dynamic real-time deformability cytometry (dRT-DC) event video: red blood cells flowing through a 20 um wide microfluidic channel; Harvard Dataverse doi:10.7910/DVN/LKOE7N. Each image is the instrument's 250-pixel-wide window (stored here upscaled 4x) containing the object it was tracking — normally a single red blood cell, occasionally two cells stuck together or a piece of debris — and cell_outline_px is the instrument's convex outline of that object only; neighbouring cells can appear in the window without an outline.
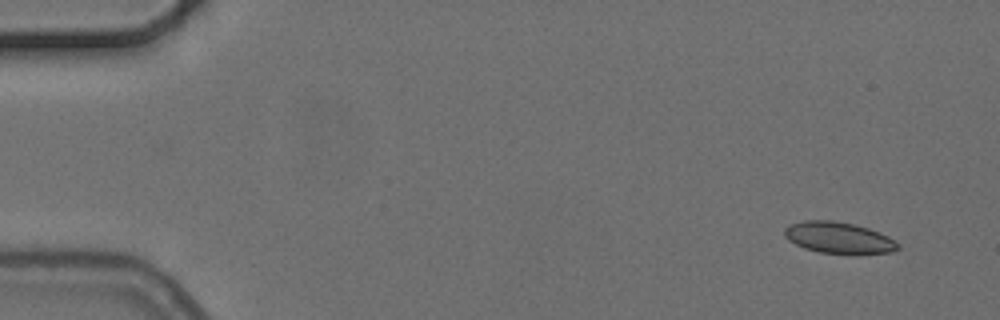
{"species": "common noctule bat (a hibernating species)", "species_latin": "Nyctalus noctula", "temperature_condition": "cold", "stored_images_in_passage": 6, "camera_frame_rate_fps": 3000, "um_per_image_px": 0.085, "animal": {"sex": "female", "body_mass_g": 24.6, "forearm_length_mm": 56.2}, "frame": {"image": 1, "passage_image": 1, "time_ms": 0.0, "image_size_px": [1000, 320], "cell_outline_px": [[900, 248], [892, 252], [856, 256], [820, 252], [804, 248], [788, 240], [784, 236], [784, 228], [792, 224], [804, 220], [832, 220], [852, 224], [868, 228], [880, 232], [888, 236], [900, 244]], "centroid_in_image_um": [71.34, 20.24], "position_along_channel_um": 13.7, "area_um2": 21.27}}
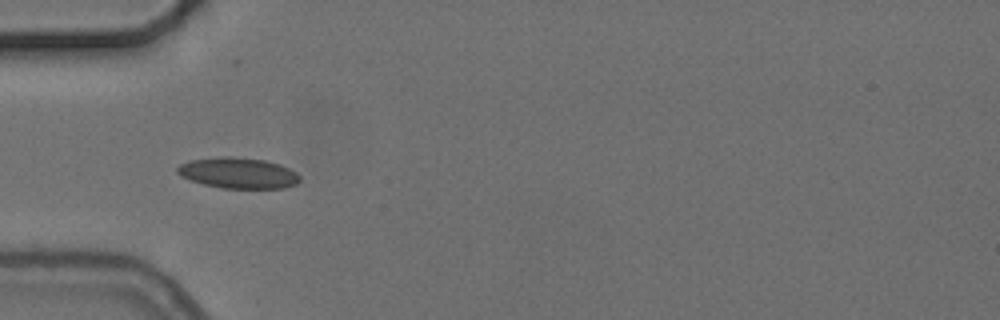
{"frame": {"image": 2, "passage_image": 5, "time_ms": 4.667, "image_size_px": [1000, 320], "cell_outline_px": [[300, 180], [296, 184], [284, 188], [220, 188], [204, 184], [180, 176], [176, 172], [176, 168], [180, 164], [192, 160], [224, 156], [232, 156], [264, 160], [280, 164], [296, 172], [300, 176]], "centroid_in_image_um": [20.25, 14.7], "position_along_channel_um": 64.7, "area_um2": 21.96}}
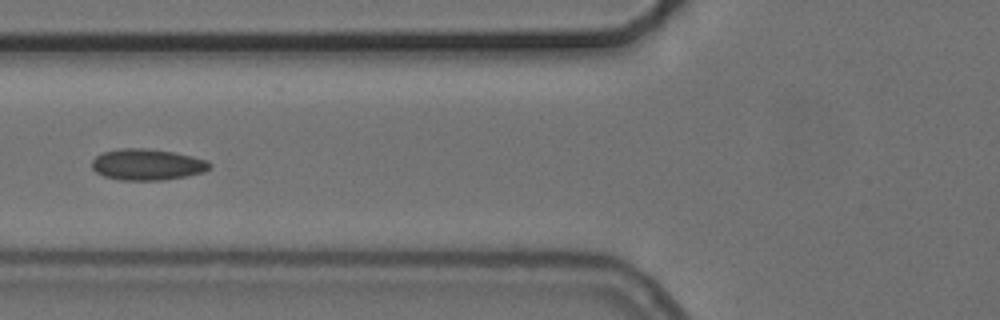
{"frame": {"image": 3, "passage_image": 6, "time_ms": 6.0, "image_size_px": [1000, 320], "cell_outline_px": [[212, 168], [204, 172], [164, 180], [120, 180], [104, 176], [96, 172], [92, 168], [92, 160], [96, 156], [104, 152], [124, 148], [144, 148], [172, 152], [192, 156], [208, 160], [212, 164]], "centroid_in_image_um": [12.54, 13.99], "position_along_channel_um": 113.3, "area_um2": 21.39}}